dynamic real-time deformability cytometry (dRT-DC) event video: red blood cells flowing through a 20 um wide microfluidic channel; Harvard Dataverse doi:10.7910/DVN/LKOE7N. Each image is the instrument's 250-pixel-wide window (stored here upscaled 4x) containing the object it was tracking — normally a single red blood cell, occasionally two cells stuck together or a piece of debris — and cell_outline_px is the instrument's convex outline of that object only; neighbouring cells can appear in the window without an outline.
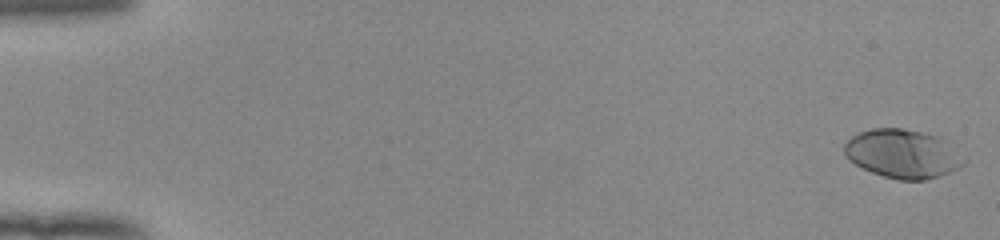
{"species": "human", "species_latin": "Homo sapiens", "temperature_condition": "room temperature", "stored_images_in_passage": 53, "camera_frame_rate_fps": 3000, "um_per_image_px": 0.085, "donor": {"sex": "female"}, "frame": {"image": 1, "passage_image": 1, "time_ms": 0.0, "image_size_px": [1000, 240], "cell_outline_px": [[968, 160], [964, 164], [948, 172], [924, 180], [900, 180], [884, 176], [872, 172], [848, 160], [844, 156], [844, 144], [852, 136], [860, 132], [872, 128], [904, 128], [936, 136], [944, 140]], "centroid_in_image_um": [76.7, 13.06], "position_along_channel_um": 8.3, "area_um2": 33.64}}
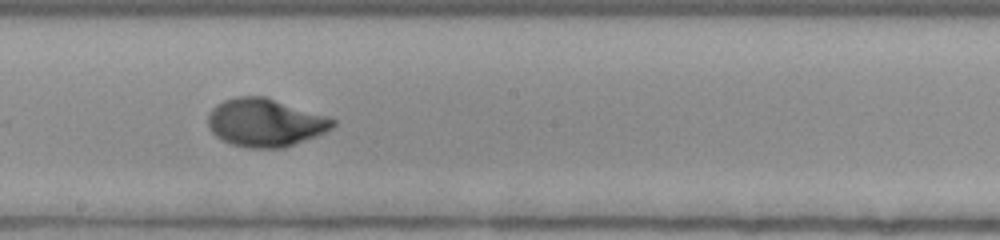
{"frame": {"image": 2, "passage_image": 31, "time_ms": 10.0, "image_size_px": [1000, 240], "cell_outline_px": [[336, 124], [332, 128], [316, 136], [284, 148], [248, 148], [232, 144], [216, 136], [208, 128], [208, 116], [212, 108], [216, 104], [224, 100], [236, 96], [264, 96], [336, 120]], "centroid_in_image_um": [22.5, 10.43], "position_along_channel_um": 225.7, "area_um2": 34.62}}
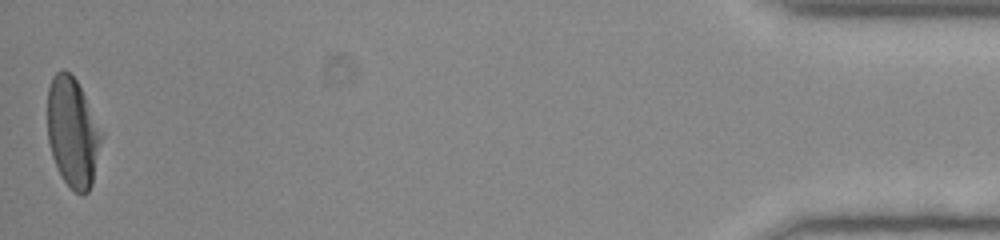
{"frame": {"image": 3, "passage_image": 53, "time_ms": 17.333, "image_size_px": [1000, 240], "cell_outline_px": [[100, 140], [92, 184], [88, 192], [84, 196], [76, 192], [64, 180], [52, 156], [48, 140], [48, 88], [52, 76], [56, 72], [64, 68], [76, 80], [84, 96], [100, 136]], "centroid_in_image_um": [6.11, 11.25], "position_along_channel_um": 429.1, "area_um2": 33.12}, "authors_computed_cell_mechanics": {"area_um2": 33.6396, "velocity_mm_per_s": 3.9403, "shape_relaxation_time_tau1_ms": 3.6792, "shape_relaxation_time_tau2_ms": 0.6775, "deformation_change_tau1": 0.2043, "deformation_change_tau2": 0.0406}}